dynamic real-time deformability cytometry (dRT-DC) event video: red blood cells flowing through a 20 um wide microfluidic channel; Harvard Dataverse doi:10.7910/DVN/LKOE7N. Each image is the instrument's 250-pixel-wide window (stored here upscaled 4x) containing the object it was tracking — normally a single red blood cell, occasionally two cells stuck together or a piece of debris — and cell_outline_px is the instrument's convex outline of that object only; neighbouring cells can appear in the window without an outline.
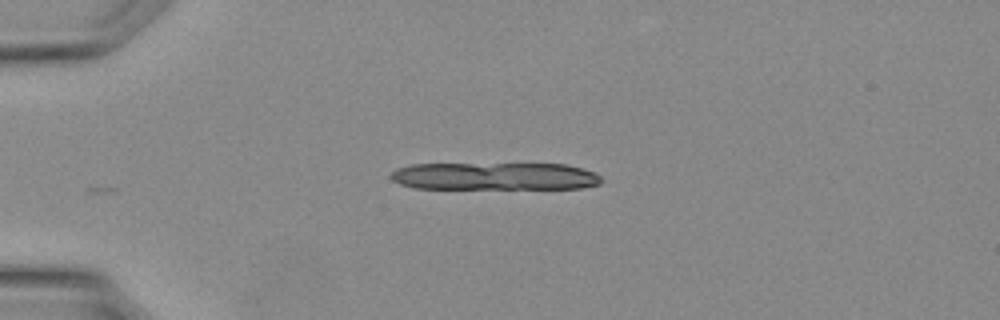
{"species": "Egyptian fruit bat (a non-hibernating species)", "species_latin": "Rousettus aegyptiacus", "temperature_condition": "warm", "stored_images_in_passage": 20, "camera_frame_rate_fps": 3000, "um_per_image_px": 0.085, "animal": {"sex": "female"}, "frame": {"image": 1, "passage_image": 1, "time_ms": 0.0, "image_size_px": [1000, 320], "cell_outline_px": [[600, 184], [580, 188], [412, 188], [400, 184], [392, 180], [388, 176], [396, 168], [412, 164], [564, 164], [580, 168], [592, 172], [600, 176]], "centroid_in_image_um": [41.98, 14.98], "position_along_channel_um": 43.0, "area_um2": 33.64}}
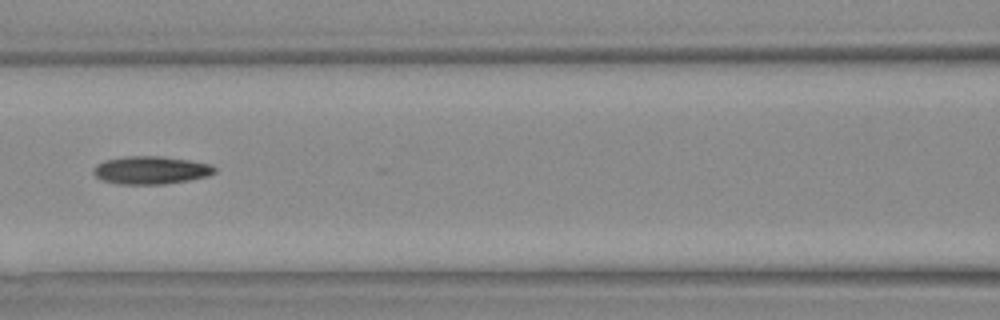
{"frame": {"image": 2, "passage_image": 9, "time_ms": 2.667, "image_size_px": [1000, 320], "cell_outline_px": [[216, 172], [208, 176], [188, 180], [164, 184], [116, 184], [100, 180], [92, 172], [92, 168], [96, 164], [104, 160], [128, 156], [160, 156], [192, 160], [212, 164], [216, 168]], "centroid_in_image_um": [12.81, 14.46], "position_along_channel_um": 153.8, "area_um2": 20.0}}